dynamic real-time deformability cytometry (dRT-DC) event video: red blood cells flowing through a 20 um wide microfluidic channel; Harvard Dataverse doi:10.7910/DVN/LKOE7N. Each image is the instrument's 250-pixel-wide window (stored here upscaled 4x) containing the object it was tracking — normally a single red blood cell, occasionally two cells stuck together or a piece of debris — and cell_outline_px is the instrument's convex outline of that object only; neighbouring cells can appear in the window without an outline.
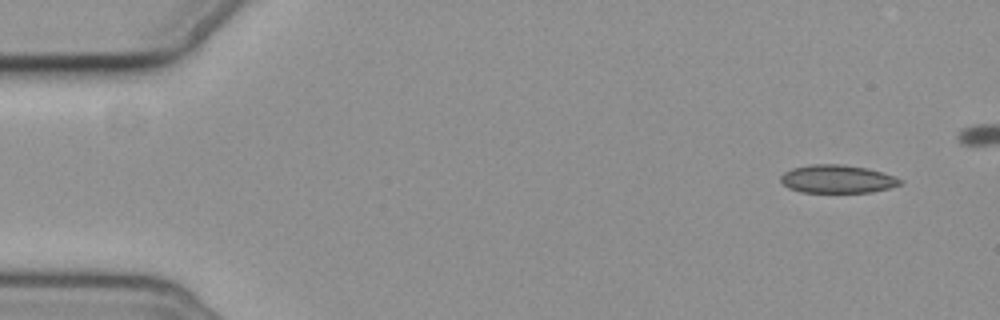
{"species": "common noctule bat (a hibernating species)", "species_latin": "Nyctalus noctula", "temperature_condition": "cold", "stored_images_in_passage": 4, "camera_frame_rate_fps": 3000, "um_per_image_px": 0.085, "animal": {"sex": "female", "body_mass_g": 19.3, "forearm_length_mm": 54.1}, "frame": {"image": 1, "passage_image": 1, "time_ms": 0.0, "image_size_px": [1000, 320], "cell_outline_px": [[904, 180], [900, 184], [888, 188], [872, 192], [800, 192], [788, 188], [780, 180], [780, 176], [784, 172], [792, 168], [812, 164], [844, 164], [868, 168]], "centroid_in_image_um": [71.14, 15.21], "position_along_channel_um": 13.9, "area_um2": 19.54}}